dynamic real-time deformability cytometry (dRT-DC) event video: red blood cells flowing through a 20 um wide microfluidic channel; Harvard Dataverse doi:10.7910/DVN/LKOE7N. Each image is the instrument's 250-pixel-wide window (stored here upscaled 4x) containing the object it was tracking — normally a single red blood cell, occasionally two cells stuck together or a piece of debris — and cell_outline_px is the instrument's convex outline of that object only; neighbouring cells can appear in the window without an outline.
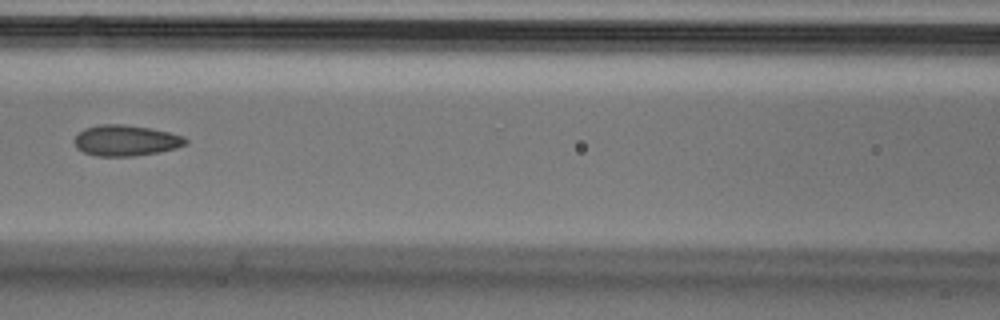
{"species": "Egyptian fruit bat (a non-hibernating species)", "species_latin": "Rousettus aegyptiacus", "temperature_condition": "cold", "stored_images_in_passage": 4, "camera_frame_rate_fps": 3000, "um_per_image_px": 0.085, "animal": {"sex": "male"}, "frame": {"image": 1, "passage_image": 4, "time_ms": 1.0, "image_size_px": [1000, 320], "cell_outline_px": [[188, 144], [176, 148], [160, 152], [132, 156], [96, 156], [84, 152], [76, 148], [72, 140], [84, 128], [100, 124], [120, 124], [148, 128], [168, 132], [184, 136], [188, 140]], "centroid_in_image_um": [10.68, 11.95], "position_along_channel_um": 155.9, "area_um2": 20.06}}